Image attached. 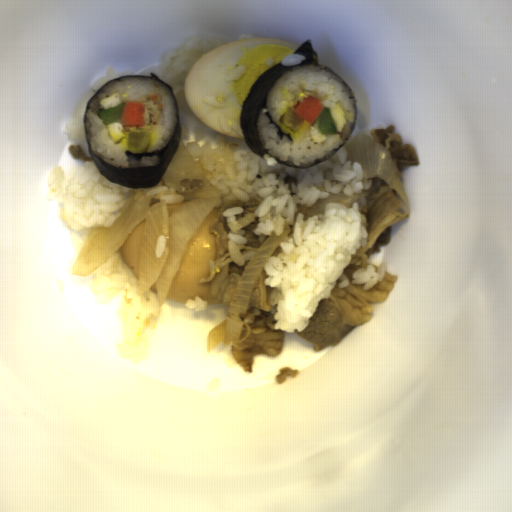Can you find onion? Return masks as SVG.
Segmentation results:
<instances>
[{"label":"onion","instance_id":"obj_1","mask_svg":"<svg viewBox=\"0 0 512 512\" xmlns=\"http://www.w3.org/2000/svg\"><path fill=\"white\" fill-rule=\"evenodd\" d=\"M162 178L166 188L188 201L170 215L165 201L146 194L137 197L111 226L90 228L74 261L72 274L86 277L102 266L145 220L139 297L142 299L155 284L159 306L164 305L173 277L195 233L219 200L221 189L208 180L181 141ZM159 235L167 237L161 259L154 253Z\"/></svg>","mask_w":512,"mask_h":512},{"label":"onion","instance_id":"obj_2","mask_svg":"<svg viewBox=\"0 0 512 512\" xmlns=\"http://www.w3.org/2000/svg\"><path fill=\"white\" fill-rule=\"evenodd\" d=\"M292 230L286 224L281 234H270L250 259L242 275L230 273L221 284L216 301L228 304L227 315L207 334L206 353L223 345H239L243 324L242 318L247 314L250 297L259 275L280 243Z\"/></svg>","mask_w":512,"mask_h":512},{"label":"onion","instance_id":"obj_3","mask_svg":"<svg viewBox=\"0 0 512 512\" xmlns=\"http://www.w3.org/2000/svg\"><path fill=\"white\" fill-rule=\"evenodd\" d=\"M344 147L347 160L360 165L364 181L373 178L383 180L408 208L405 187L388 148L364 132L351 137Z\"/></svg>","mask_w":512,"mask_h":512},{"label":"onion","instance_id":"obj_4","mask_svg":"<svg viewBox=\"0 0 512 512\" xmlns=\"http://www.w3.org/2000/svg\"><path fill=\"white\" fill-rule=\"evenodd\" d=\"M377 191L376 187H371L365 192H357L353 195H347L344 192L338 193H330L327 198L318 199L315 204L310 207H302L300 208V212L303 214L304 220L311 215L322 214L326 204L328 203H338L344 205L346 208L352 207V205L361 199H367L368 197H372L374 193Z\"/></svg>","mask_w":512,"mask_h":512}]
</instances>
